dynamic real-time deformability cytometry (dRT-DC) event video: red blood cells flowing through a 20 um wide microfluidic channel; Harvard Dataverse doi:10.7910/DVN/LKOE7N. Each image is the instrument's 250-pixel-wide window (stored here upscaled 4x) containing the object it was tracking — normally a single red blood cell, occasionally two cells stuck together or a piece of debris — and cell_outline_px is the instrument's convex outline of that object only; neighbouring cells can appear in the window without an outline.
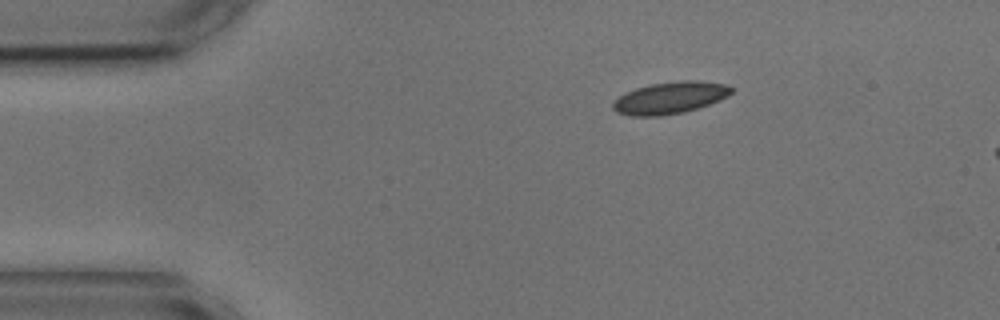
{"species": "common noctule bat (a hibernating species)", "species_latin": "Nyctalus noctula", "temperature_condition": "cold", "stored_images_in_passage": 2, "camera_frame_rate_fps": 3000, "um_per_image_px": 0.085, "animal": {"sex": "male", "body_mass_g": 17.9, "forearm_length_mm": 54.2}, "frame": {"image": 1, "passage_image": 1, "time_ms": 0.0, "image_size_px": [1000, 320], "cell_outline_px": [[732, 92], [728, 96], [720, 100], [684, 112], [660, 116], [628, 116], [616, 112], [612, 108], [612, 104], [624, 92], [648, 84], [680, 80], [700, 80], [724, 84], [732, 88]], "centroid_in_image_um": [56.92, 8.31], "position_along_channel_um": 28.1, "area_um2": 22.14}}